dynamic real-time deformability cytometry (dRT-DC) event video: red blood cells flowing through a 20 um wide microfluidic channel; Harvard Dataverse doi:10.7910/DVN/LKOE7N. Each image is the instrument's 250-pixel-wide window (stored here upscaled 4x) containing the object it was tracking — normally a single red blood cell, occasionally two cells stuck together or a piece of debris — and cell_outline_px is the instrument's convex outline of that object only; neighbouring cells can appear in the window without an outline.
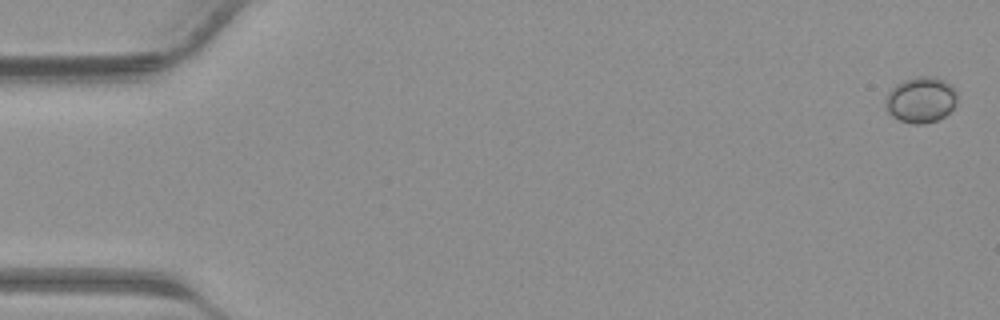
{"species": "common noctule bat (a hibernating species)", "species_latin": "Nyctalus noctula", "temperature_condition": "warm", "stored_images_in_passage": 41, "camera_frame_rate_fps": 3000, "um_per_image_px": 0.085, "animal": {"sex": "male", "body_mass_g": 23.1, "forearm_length_mm": 52.7}, "frame": {"image": 1, "passage_image": 1, "time_ms": 0.0, "image_size_px": [1000, 320], "cell_outline_px": [[956, 104], [944, 116], [936, 120], [924, 124], [912, 124], [900, 120], [892, 116], [888, 112], [884, 104], [884, 100], [888, 92], [896, 84], [904, 80], [920, 76], [928, 76], [944, 80], [952, 84], [956, 88]], "centroid_in_image_um": [78.26, 8.48], "position_along_channel_um": 6.7, "area_um2": 19.25}}
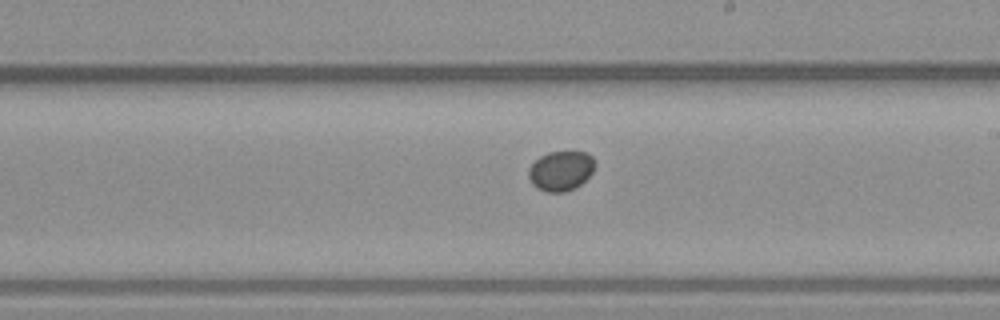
{"frame": {"image": 2, "passage_image": 24, "time_ms": 7.667, "image_size_px": [1000, 320], "cell_outline_px": [[596, 164], [592, 172], [576, 188], [564, 192], [544, 192], [536, 188], [532, 184], [528, 176], [528, 168], [540, 156], [548, 152], [588, 152], [592, 156]], "centroid_in_image_um": [47.66, 14.52], "position_along_channel_um": 241.3, "area_um2": 15.49}}
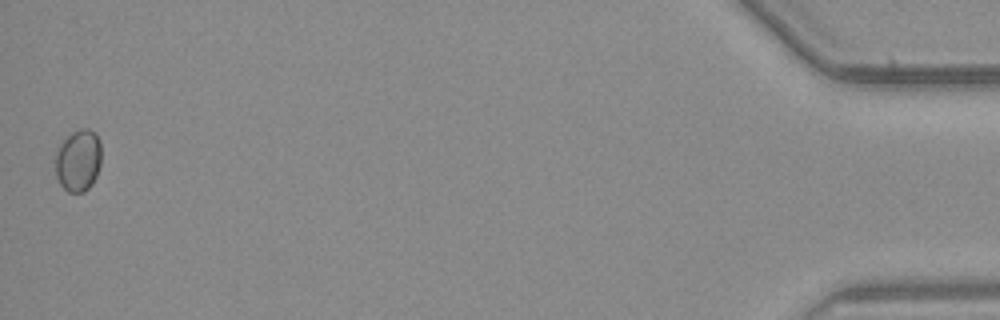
{"frame": {"image": 3, "passage_image": 41, "time_ms": 13.333, "image_size_px": [1000, 320], "cell_outline_px": [[100, 164], [96, 176], [92, 184], [84, 192], [68, 192], [60, 184], [56, 176], [56, 152], [60, 144], [72, 132], [80, 128], [88, 128], [96, 132], [100, 140]], "centroid_in_image_um": [6.66, 13.62], "position_along_channel_um": 428.5, "area_um2": 16.65}}